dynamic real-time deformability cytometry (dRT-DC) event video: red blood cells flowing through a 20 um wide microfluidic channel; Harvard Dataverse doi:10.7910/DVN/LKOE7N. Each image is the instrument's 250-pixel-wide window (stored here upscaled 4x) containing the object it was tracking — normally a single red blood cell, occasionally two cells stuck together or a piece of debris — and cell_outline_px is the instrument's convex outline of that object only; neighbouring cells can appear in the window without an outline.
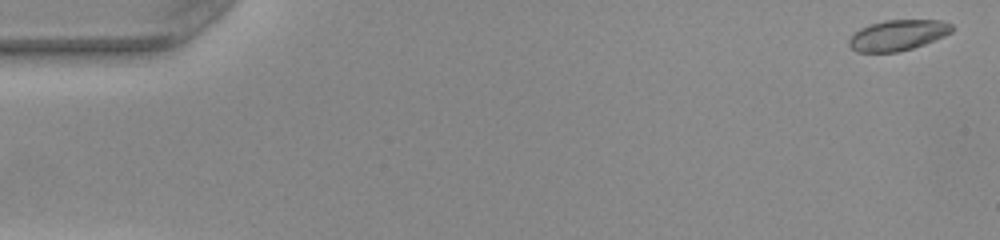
{"species": "common noctule bat (a hibernating species)", "species_latin": "Nyctalus noctula", "temperature_condition": "warm", "stored_images_in_passage": 51, "camera_frame_rate_fps": 3000, "um_per_image_px": 0.085, "animal": {"sex": "female", "body_mass_g": 22.0, "forearm_length_mm": 56.7}, "frame": {"image": 1, "passage_image": 1, "time_ms": 0.0, "image_size_px": [1000, 240], "cell_outline_px": [[952, 32], [944, 36], [924, 44], [912, 48], [896, 52], [856, 52], [848, 44], [848, 40], [860, 28], [884, 20], [940, 20], [952, 24]], "centroid_in_image_um": [76.31, 2.99], "position_along_channel_um": 8.7, "area_um2": 18.21}}
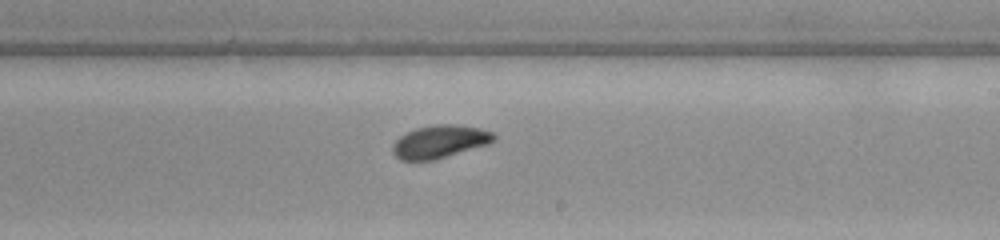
{"frame": {"image": 2, "passage_image": 30, "time_ms": 9.667, "image_size_px": [1000, 240], "cell_outline_px": [[496, 136], [488, 144], [436, 160], [400, 160], [392, 152], [392, 144], [400, 136], [416, 128], [436, 124], [452, 124], [480, 128], [492, 132]], "centroid_in_image_um": [37.36, 12.04], "position_along_channel_um": 251.6, "area_um2": 19.31}}
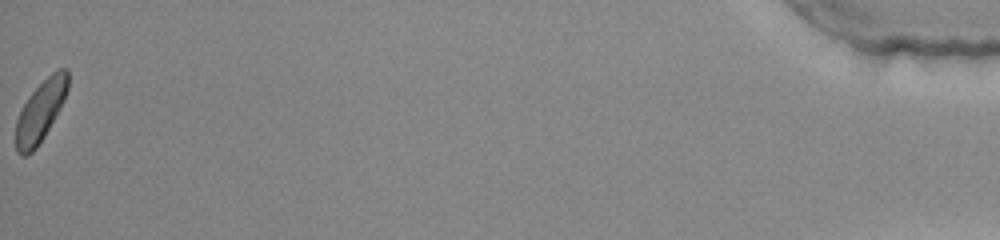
{"frame": {"image": 3, "passage_image": 51, "time_ms": 16.667, "image_size_px": [1000, 240], "cell_outline_px": [[68, 88], [64, 100], [60, 108], [44, 136], [36, 148], [32, 152], [24, 156], [20, 156], [16, 152], [16, 120], [28, 96], [52, 72], [60, 68], [68, 68]], "centroid_in_image_um": [3.44, 9.45], "position_along_channel_um": 431.8, "area_um2": 18.32}, "authors_computed_cell_mechanics": {"area_um2": 18.9584, "velocity_mm_per_s": 4.0161, "shape_relaxation_time_tau1_ms": 2.4915, "shape_relaxation_time_tau2_ms": null, "deformation_change_tau1": 0.1085, "deformation_change_tau2": null}}